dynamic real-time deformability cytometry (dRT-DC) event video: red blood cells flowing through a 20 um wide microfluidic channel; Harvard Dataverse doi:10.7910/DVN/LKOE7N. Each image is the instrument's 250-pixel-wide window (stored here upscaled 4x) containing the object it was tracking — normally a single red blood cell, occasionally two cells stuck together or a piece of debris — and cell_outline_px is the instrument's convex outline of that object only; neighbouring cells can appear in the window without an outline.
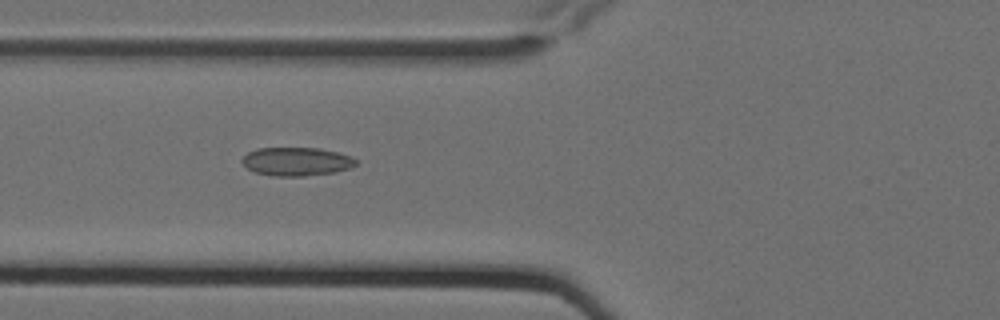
{"species": "Egyptian fruit bat (a non-hibernating species)", "species_latin": "Rousettus aegyptiacus", "temperature_condition": "cold", "stored_images_in_passage": 7, "camera_frame_rate_fps": 3000, "um_per_image_px": 0.085, "animal": {"sex": "female"}, "frame": {"image": 1, "passage_image": 4, "time_ms": 1.0, "image_size_px": [1000, 320], "cell_outline_px": [[356, 164], [352, 168], [336, 172], [304, 176], [272, 176], [256, 172], [248, 168], [240, 160], [248, 152], [256, 148], [320, 148], [340, 152], [352, 156], [356, 160]], "centroid_in_image_um": [25.24, 13.72], "position_along_channel_um": 100.6, "area_um2": 19.07}}
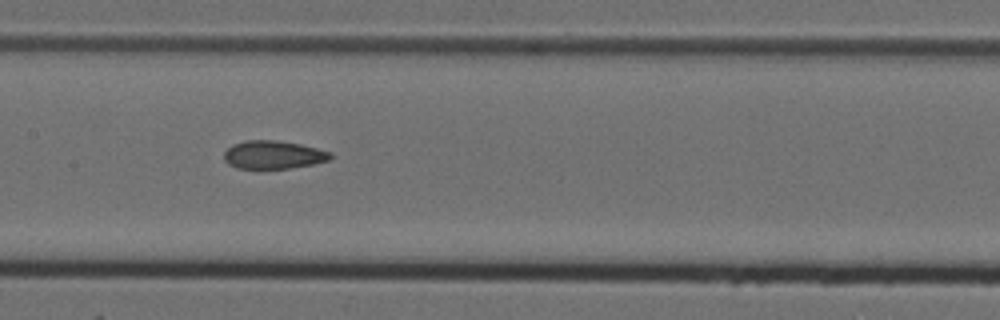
{"frame": {"image": 2, "passage_image": 6, "time_ms": 1.667, "image_size_px": [1000, 320], "cell_outline_px": [[332, 160], [312, 164], [288, 168], [236, 168], [228, 164], [224, 160], [224, 152], [232, 144], [244, 140], [276, 140], [300, 144], [332, 152]], "centroid_in_image_um": [23.23, 13.15], "position_along_channel_um": 184.2, "area_um2": 17.51}}
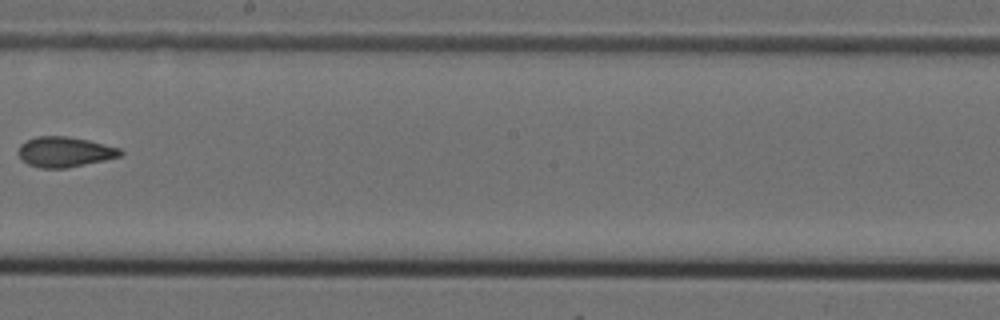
{"frame": {"image": 3, "passage_image": 7, "time_ms": 2.0, "image_size_px": [1000, 320], "cell_outline_px": [[124, 152], [120, 156], [104, 160], [64, 168], [40, 168], [28, 164], [20, 160], [16, 152], [20, 144], [36, 136], [64, 136], [88, 140], [120, 148]], "centroid_in_image_um": [5.44, 12.91], "position_along_channel_um": 242.8, "area_um2": 17.98}}